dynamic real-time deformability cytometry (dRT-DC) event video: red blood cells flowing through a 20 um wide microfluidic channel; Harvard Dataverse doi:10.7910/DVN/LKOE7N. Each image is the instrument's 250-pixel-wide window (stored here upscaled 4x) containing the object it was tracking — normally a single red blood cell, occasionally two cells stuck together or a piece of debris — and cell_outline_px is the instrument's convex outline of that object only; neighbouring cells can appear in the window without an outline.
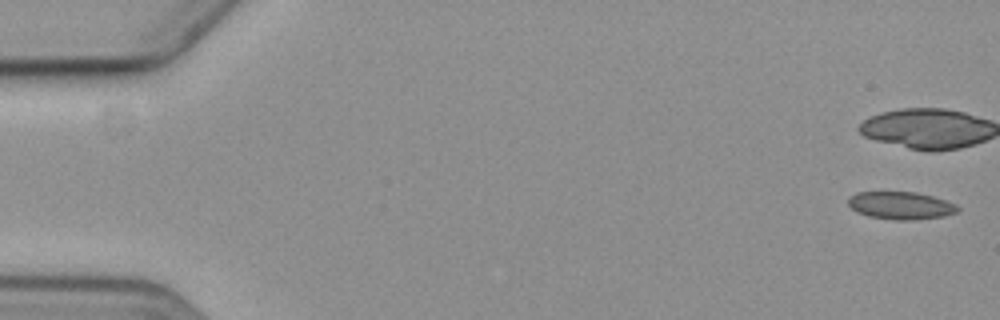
{"species": "common noctule bat (a hibernating species)", "species_latin": "Nyctalus noctula", "temperature_condition": "cold", "stored_images_in_passage": 8, "camera_frame_rate_fps": 3000, "um_per_image_px": 0.085, "animal": {"sex": "female", "body_mass_g": 19.3, "forearm_length_mm": 54.1}, "frame": {"image": 1, "passage_image": 1, "time_ms": 0.0, "image_size_px": [1000, 320], "cell_outline_px": [[960, 208], [956, 212], [944, 216], [912, 220], [892, 220], [868, 216], [856, 212], [848, 204], [848, 200], [856, 192], [916, 192], [932, 196], [944, 200]], "centroid_in_image_um": [76.53, 17.47], "position_along_channel_um": 8.5, "area_um2": 17.46}}
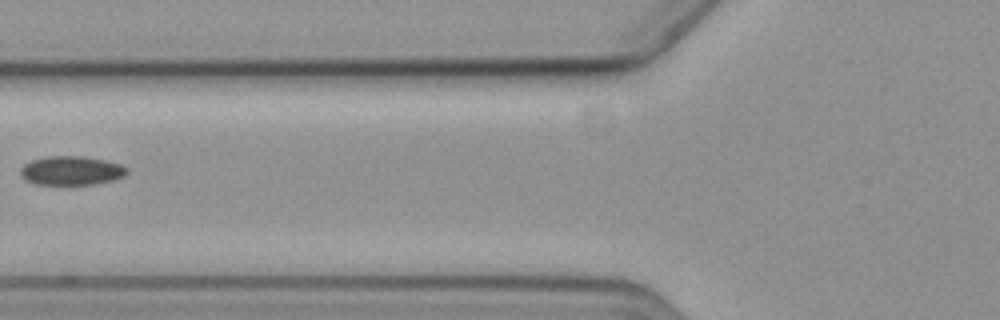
{"frame": {"image": 2, "passage_image": 7, "time_ms": 8.0, "image_size_px": [1000, 320], "cell_outline_px": [[128, 172], [124, 176], [112, 180], [92, 184], [36, 184], [24, 180], [20, 176], [20, 168], [24, 164], [32, 160], [48, 156], [84, 156], [104, 160], [120, 164], [128, 168]], "centroid_in_image_um": [6.04, 14.5], "position_along_channel_um": 119.8, "area_um2": 17.98}}
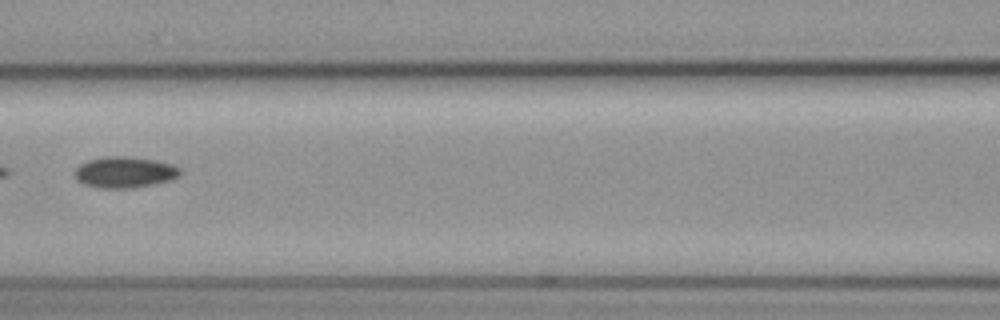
{"frame": {"image": 3, "passage_image": 8, "time_ms": 9.0, "image_size_px": [1000, 320], "cell_outline_px": [[180, 172], [172, 180], [132, 188], [100, 188], [84, 184], [76, 176], [76, 168], [80, 164], [88, 160], [104, 156], [124, 156], [156, 160], [172, 164], [180, 168]], "centroid_in_image_um": [10.6, 14.63], "position_along_channel_um": 156.0, "area_um2": 18.9}}